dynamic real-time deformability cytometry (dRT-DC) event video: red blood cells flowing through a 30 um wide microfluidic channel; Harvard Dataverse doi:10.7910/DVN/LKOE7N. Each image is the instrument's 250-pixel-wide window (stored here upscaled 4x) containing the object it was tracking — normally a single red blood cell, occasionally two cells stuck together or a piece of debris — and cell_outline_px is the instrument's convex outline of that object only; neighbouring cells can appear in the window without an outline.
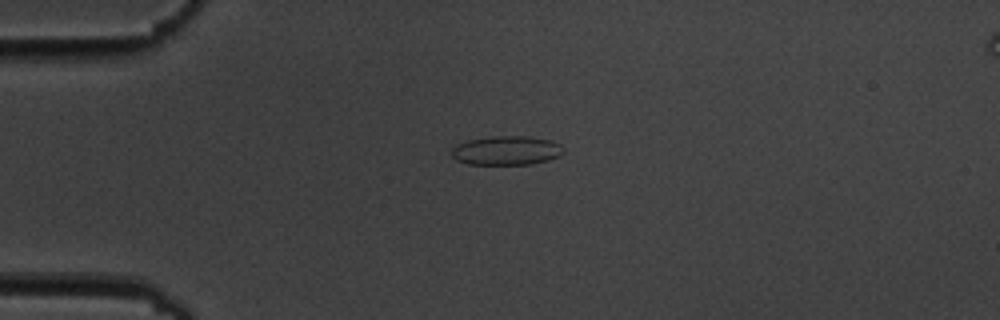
{"species": "common noctule bat (a hibernating species)", "species_latin": "Nyctalus noctula", "temperature_condition": "cold", "stored_images_in_passage": 7, "camera_frame_rate_fps": 3000, "um_per_image_px": 0.085, "animal": {"sex": "male", "body_mass_g": 19.5, "forearm_length_mm": 54.6}, "frame": {"image": 1, "passage_image": 5, "time_ms": 4.667, "image_size_px": [1000, 320], "cell_outline_px": [[564, 152], [560, 156], [548, 160], [532, 164], [468, 164], [456, 160], [452, 156], [452, 148], [456, 144], [468, 140], [492, 136], [528, 136], [552, 140], [560, 144], [564, 148]], "centroid_in_image_um": [43.07, 12.79], "position_along_channel_um": 41.9, "area_um2": 19.13}}
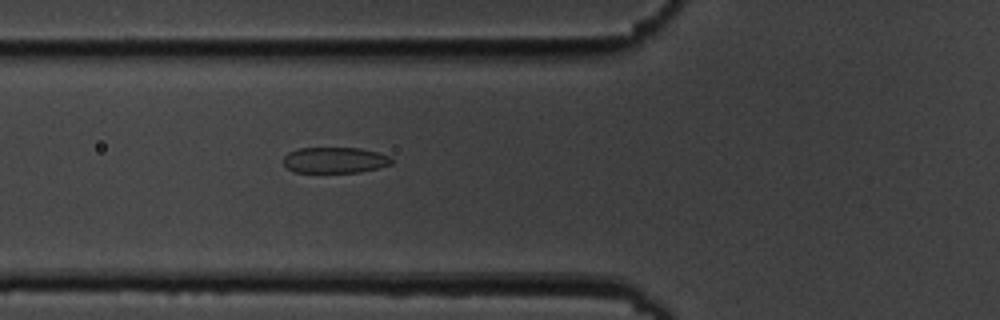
{"frame": {"image": 2, "passage_image": 7, "time_ms": 7.0, "image_size_px": [1000, 320], "cell_outline_px": [[392, 164], [360, 172], [296, 172], [288, 168], [284, 164], [284, 156], [288, 152], [296, 148], [360, 148], [392, 156]], "centroid_in_image_um": [28.46, 13.6], "position_along_channel_um": 97.3, "area_um2": 16.3}}